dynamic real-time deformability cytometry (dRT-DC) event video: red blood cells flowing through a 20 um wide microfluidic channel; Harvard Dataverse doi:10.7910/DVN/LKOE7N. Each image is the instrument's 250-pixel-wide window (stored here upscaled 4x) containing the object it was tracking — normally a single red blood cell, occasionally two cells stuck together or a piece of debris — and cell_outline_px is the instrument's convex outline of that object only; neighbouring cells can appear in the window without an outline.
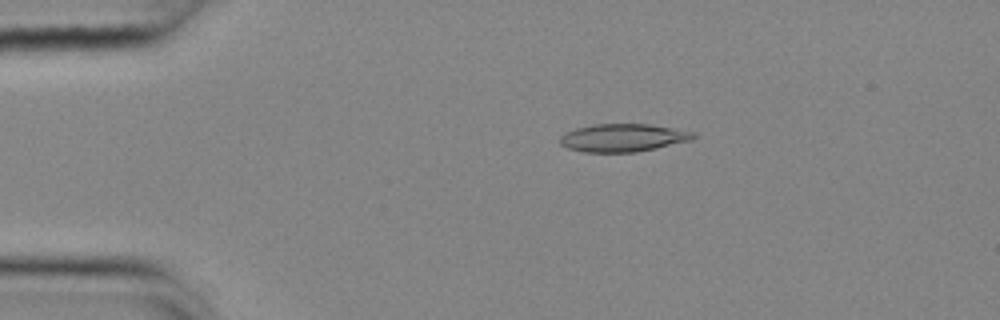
{"species": "common noctule bat (a hibernating species)", "species_latin": "Nyctalus noctula", "temperature_condition": "cold", "stored_images_in_passage": 45, "camera_frame_rate_fps": 3000, "um_per_image_px": 0.085, "animal": {"sex": "female", "body_mass_g": 25.1}, "frame": {"image": 1, "passage_image": 1, "time_ms": 0.0, "image_size_px": [1000, 320], "cell_outline_px": [[696, 136], [692, 140], [656, 148], [636, 152], [584, 152], [568, 148], [560, 144], [560, 136], [576, 128], [596, 124], [648, 124], [696, 132]], "centroid_in_image_um": [52.98, 11.71], "position_along_channel_um": 32.0, "area_um2": 21.56}}
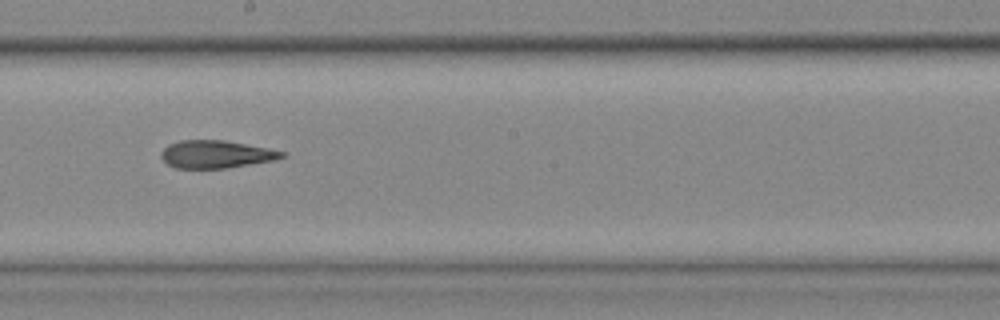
{"frame": {"image": 2, "passage_image": 21, "time_ms": 6.667, "image_size_px": [1000, 320], "cell_outline_px": [[288, 156], [272, 160], [224, 168], [176, 168], [168, 164], [160, 156], [160, 152], [168, 144], [180, 140], [224, 140], [268, 148], [288, 152]], "centroid_in_image_um": [18.36, 13.1], "position_along_channel_um": 229.8, "area_um2": 19.42}}
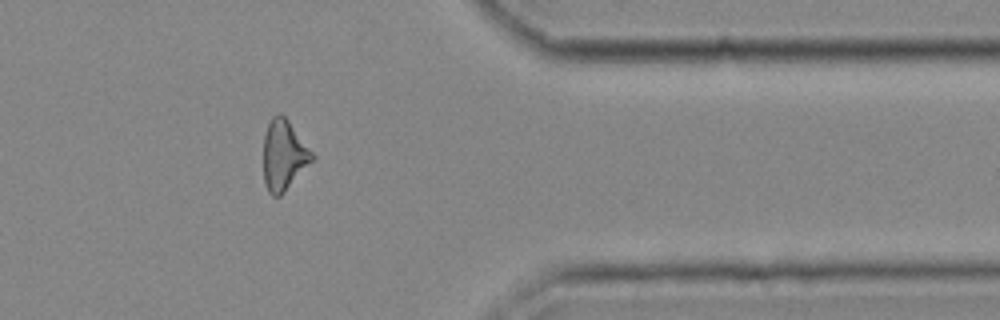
{"frame": {"image": 3, "passage_image": 35, "time_ms": 11.333, "image_size_px": [1000, 320], "cell_outline_px": [[316, 156], [284, 192], [280, 196], [272, 196], [268, 192], [264, 184], [264, 136], [268, 124], [272, 116], [280, 112], [288, 120]], "centroid_in_image_um": [24.11, 13.19], "position_along_channel_um": 387.3, "area_um2": 19.77}, "authors_computed_cell_mechanics": {"area_um2": 20.0566, "velocity_mm_per_s": 3.6936, "shape_relaxation_time_tau1_ms": null, "shape_relaxation_time_tau2_ms": 5.6811, "deformation_change_tau1": null, "deformation_change_tau2": 0.1645}}